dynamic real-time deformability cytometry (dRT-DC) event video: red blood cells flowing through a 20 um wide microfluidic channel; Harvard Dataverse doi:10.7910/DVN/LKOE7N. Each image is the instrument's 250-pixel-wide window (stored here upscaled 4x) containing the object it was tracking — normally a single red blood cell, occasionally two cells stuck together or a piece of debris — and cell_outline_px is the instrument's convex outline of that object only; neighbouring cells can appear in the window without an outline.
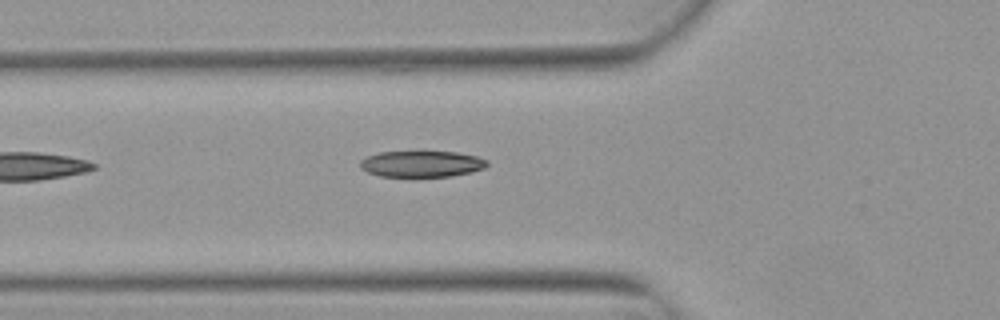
{"species": "Egyptian fruit bat (a non-hibernating species)", "species_latin": "Rousettus aegyptiacus", "temperature_condition": "warm", "stored_images_in_passage": 6, "camera_frame_rate_fps": 3000, "um_per_image_px": 0.085, "animal": {"sex": "female"}, "frame": {"image": 1, "passage_image": 6, "time_ms": 1.667, "image_size_px": [1000, 320], "cell_outline_px": [[488, 164], [484, 168], [472, 172], [452, 176], [380, 176], [368, 172], [360, 168], [360, 160], [368, 156], [380, 152], [424, 148], [456, 152], [476, 156], [488, 160]], "centroid_in_image_um": [35.85, 13.87], "position_along_channel_um": 90.0, "area_um2": 20.35}}